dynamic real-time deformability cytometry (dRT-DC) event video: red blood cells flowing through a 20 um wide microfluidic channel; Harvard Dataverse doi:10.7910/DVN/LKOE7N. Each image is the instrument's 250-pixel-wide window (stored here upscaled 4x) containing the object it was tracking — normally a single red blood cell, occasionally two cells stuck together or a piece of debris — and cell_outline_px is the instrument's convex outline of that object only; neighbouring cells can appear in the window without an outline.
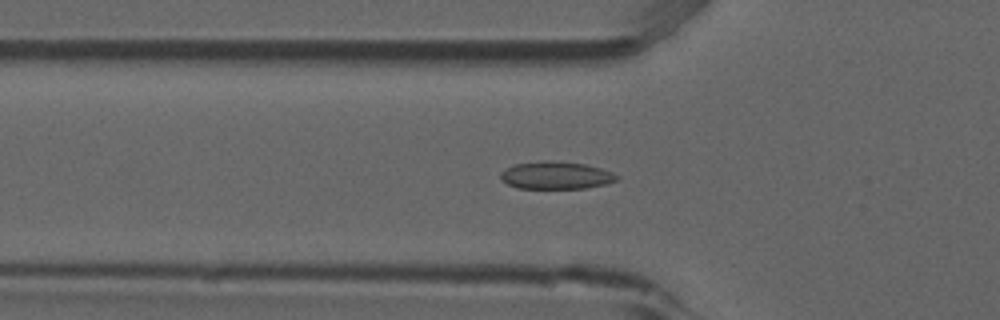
{"species": "common noctule bat (a hibernating species)", "species_latin": "Nyctalus noctula", "temperature_condition": "room temperature", "stored_images_in_passage": 53, "camera_frame_rate_fps": 3000, "um_per_image_px": 0.085, "animal": {"sex": "male", "forearm_length_mm": 52.5}, "frame": {"image": 1, "passage_image": 18, "time_ms": 5.667, "image_size_px": [1000, 320], "cell_outline_px": [[620, 176], [616, 180], [604, 184], [584, 188], [516, 188], [500, 180], [500, 172], [504, 168], [516, 164], [544, 160], [552, 160], [584, 164], [600, 168], [612, 172]], "centroid_in_image_um": [47.21, 14.89], "position_along_channel_um": 78.6, "area_um2": 18.67}}
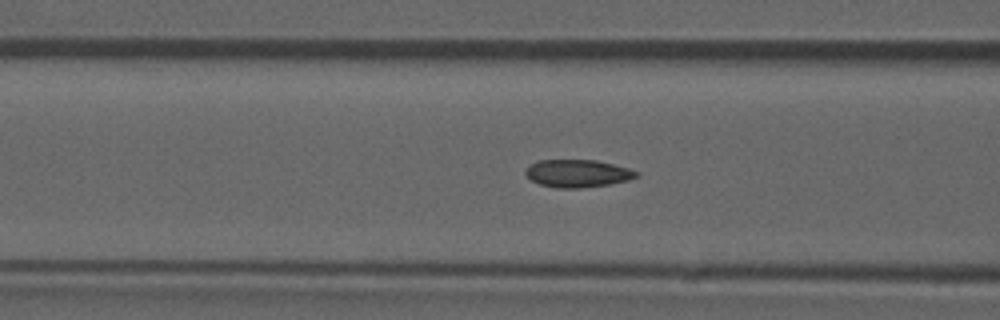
{"frame": {"image": 2, "passage_image": 21, "time_ms": 6.667, "image_size_px": [1000, 320], "cell_outline_px": [[640, 176], [628, 180], [608, 184], [580, 188], [556, 188], [540, 184], [532, 180], [524, 172], [536, 160], [596, 160], [628, 168], [640, 172]], "centroid_in_image_um": [49.13, 14.74], "position_along_channel_um": 117.5, "area_um2": 17.74}}
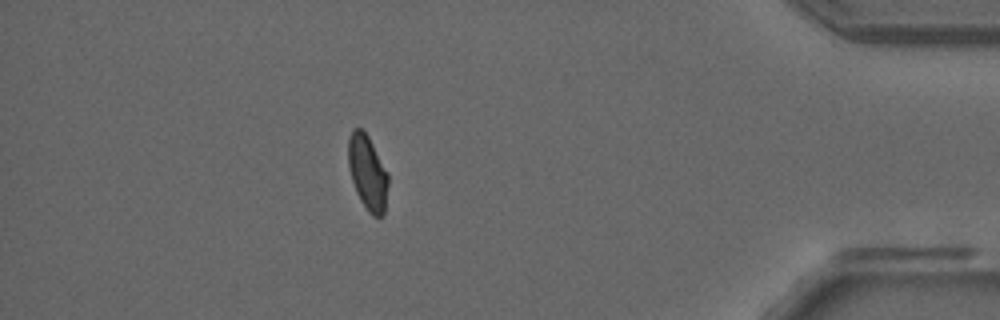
{"frame": {"image": 3, "passage_image": 47, "time_ms": 15.333, "image_size_px": [1000, 320], "cell_outline_px": [[388, 184], [384, 212], [380, 216], [372, 216], [368, 212], [360, 200], [356, 192], [352, 180], [348, 164], [348, 136], [352, 128], [360, 128], [368, 136], [388, 172]], "centroid_in_image_um": [31.23, 14.65], "position_along_channel_um": 404.0, "area_um2": 17.4}, "authors_computed_cell_mechanics": {"area_um2": 17.9758, "velocity_mm_per_s": 3.8486, "shape_relaxation_time_tau1_ms": null, "shape_relaxation_time_tau2_ms": 1.1113, "deformation_change_tau1": null, "deformation_change_tau2": 0.0448}}